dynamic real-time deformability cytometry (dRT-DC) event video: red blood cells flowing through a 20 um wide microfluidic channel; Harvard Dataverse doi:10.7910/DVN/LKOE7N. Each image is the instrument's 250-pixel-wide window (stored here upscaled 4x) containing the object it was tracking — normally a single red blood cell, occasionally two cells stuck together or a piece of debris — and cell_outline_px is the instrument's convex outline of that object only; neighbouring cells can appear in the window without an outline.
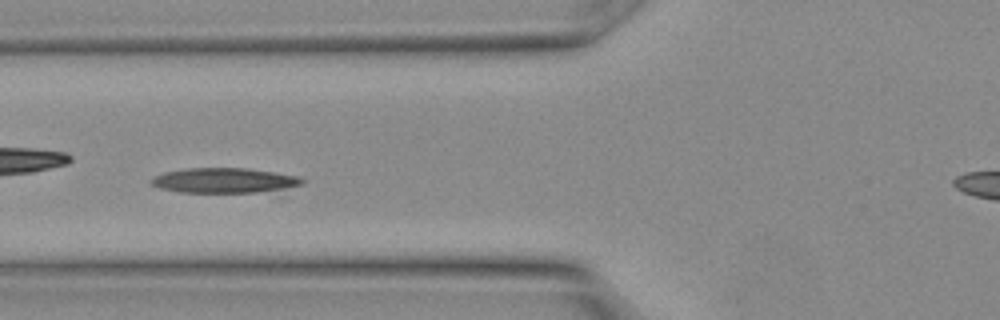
{"species": "Egyptian fruit bat (a non-hibernating species)", "species_latin": "Rousettus aegyptiacus", "temperature_condition": "warm", "stored_images_in_passage": 21, "camera_frame_rate_fps": 3000, "um_per_image_px": 0.085, "animal": {"sex": "female"}, "frame": {"image": 1, "passage_image": 12, "time_ms": 3.667, "image_size_px": [1000, 320], "cell_outline_px": [[304, 184], [284, 188], [256, 192], [180, 192], [160, 188], [152, 184], [152, 180], [156, 176], [164, 172], [188, 168], [248, 168], [296, 176], [304, 180]], "centroid_in_image_um": [19.05, 15.33], "position_along_channel_um": 106.8, "area_um2": 21.5}}
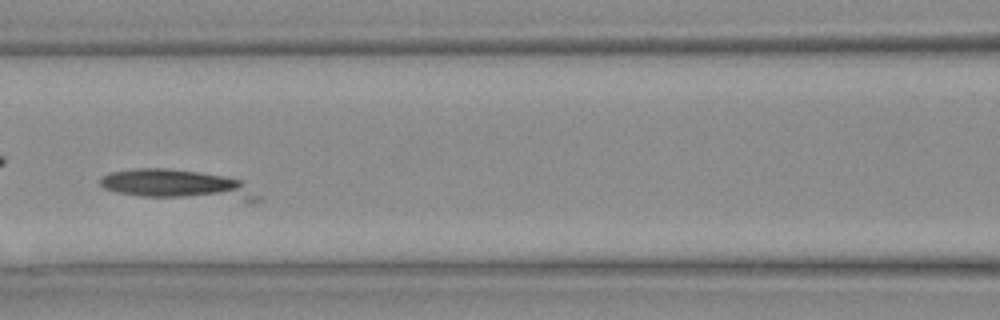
{"frame": {"image": 2, "passage_image": 14, "time_ms": 4.333, "image_size_px": [1000, 320], "cell_outline_px": [[264, 200], [244, 200], [140, 196], [116, 192], [104, 188], [100, 184], [100, 176], [112, 172], [136, 168], [168, 168], [196, 172], [220, 176], [240, 180], [264, 196]], "centroid_in_image_um": [15.08, 15.69], "position_along_channel_um": 151.5, "area_um2": 26.88}}